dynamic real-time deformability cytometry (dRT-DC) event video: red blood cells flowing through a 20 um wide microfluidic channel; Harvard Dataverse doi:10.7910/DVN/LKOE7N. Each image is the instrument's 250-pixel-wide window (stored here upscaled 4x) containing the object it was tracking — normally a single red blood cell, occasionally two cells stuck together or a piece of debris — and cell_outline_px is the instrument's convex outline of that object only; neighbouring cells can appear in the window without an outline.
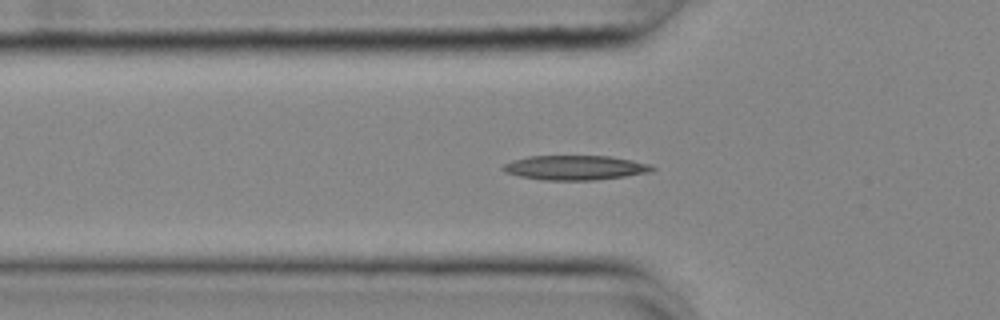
{"species": "common noctule bat (a hibernating species)", "species_latin": "Nyctalus noctula", "temperature_condition": "cold", "stored_images_in_passage": 55, "camera_frame_rate_fps": 3000, "um_per_image_px": 0.085, "animal": {"sex": "female", "body_mass_g": 25.1}, "frame": {"image": 1, "passage_image": 18, "time_ms": 5.667, "image_size_px": [1000, 320], "cell_outline_px": [[656, 168], [652, 172], [624, 176], [592, 180], [540, 180], [520, 176], [504, 172], [500, 168], [504, 164], [512, 160], [528, 156], [612, 156], [632, 160], [648, 164]], "centroid_in_image_um": [48.85, 14.25], "position_along_channel_um": 76.9, "area_um2": 21.39}}
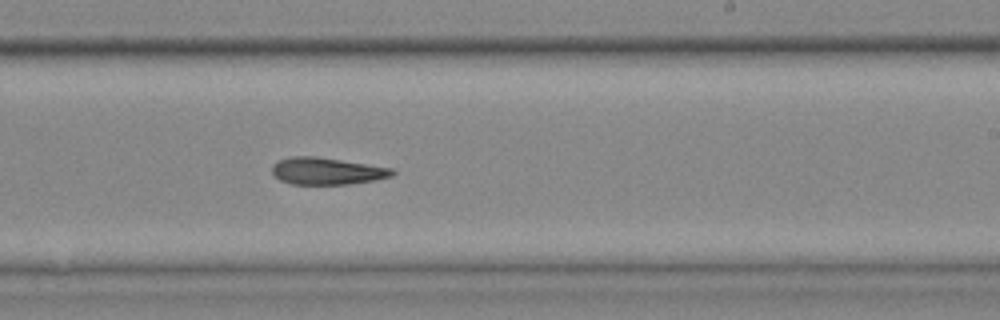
{"frame": {"image": 2, "passage_image": 33, "time_ms": 10.667, "image_size_px": [1000, 320], "cell_outline_px": [[396, 172], [392, 176], [376, 180], [348, 184], [292, 184], [280, 180], [272, 172], [272, 164], [280, 160], [292, 156], [316, 156], [392, 168]], "centroid_in_image_um": [27.79, 14.54], "position_along_channel_um": 261.2, "area_um2": 18.84}}
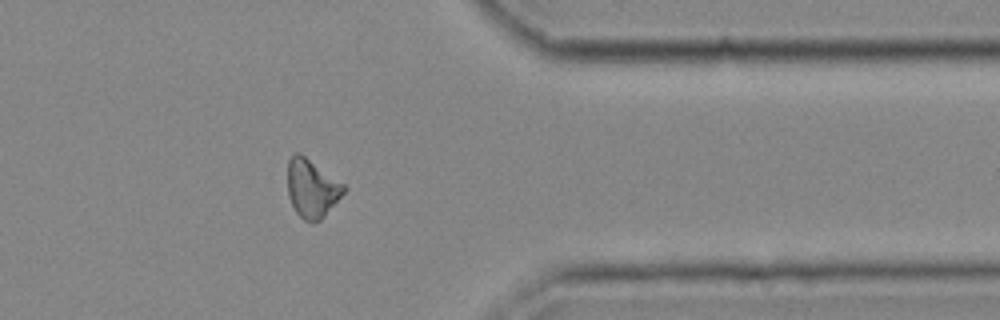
{"frame": {"image": 3, "passage_image": 44, "time_ms": 14.333, "image_size_px": [1000, 320], "cell_outline_px": [[348, 188], [324, 216], [320, 220], [312, 224], [304, 220], [296, 212], [288, 196], [288, 160], [296, 152], [300, 152], [344, 184]], "centroid_in_image_um": [26.51, 16.01], "position_along_channel_um": 384.9, "area_um2": 19.07}, "authors_computed_cell_mechanics": {"area_um2": 19.7676, "velocity_mm_per_s": 3.6891, "shape_relaxation_time_tau1_ms": null, "shape_relaxation_time_tau2_ms": 3.8189, "deformation_change_tau1": null, "deformation_change_tau2": 0.1216}}